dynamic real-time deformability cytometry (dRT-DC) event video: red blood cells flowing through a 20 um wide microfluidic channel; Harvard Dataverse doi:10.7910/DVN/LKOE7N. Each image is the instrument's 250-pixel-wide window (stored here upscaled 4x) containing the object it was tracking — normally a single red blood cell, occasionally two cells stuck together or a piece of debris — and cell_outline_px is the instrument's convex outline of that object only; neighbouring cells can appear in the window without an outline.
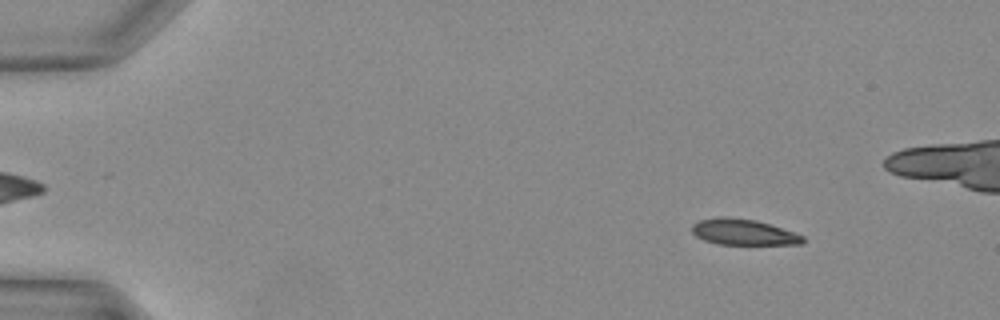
{"species": "Egyptian fruit bat (a non-hibernating species)", "species_latin": "Rousettus aegyptiacus", "temperature_condition": "warm", "stored_images_in_passage": 7, "segment_of_instrument_passage": [1, 2], "camera_frame_rate_fps": 3000, "um_per_image_px": 0.085, "animal": {"sex": "female"}, "frame": {"image": 1, "passage_image": 5, "time_ms": 1.333, "image_size_px": [1000, 320], "cell_outline_px": [[804, 240], [800, 244], [720, 244], [704, 240], [696, 236], [692, 232], [692, 224], [700, 220], [720, 216], [728, 216], [756, 220], [804, 236]], "centroid_in_image_um": [63.14, 19.72], "position_along_channel_um": 21.9, "area_um2": 16.53}}